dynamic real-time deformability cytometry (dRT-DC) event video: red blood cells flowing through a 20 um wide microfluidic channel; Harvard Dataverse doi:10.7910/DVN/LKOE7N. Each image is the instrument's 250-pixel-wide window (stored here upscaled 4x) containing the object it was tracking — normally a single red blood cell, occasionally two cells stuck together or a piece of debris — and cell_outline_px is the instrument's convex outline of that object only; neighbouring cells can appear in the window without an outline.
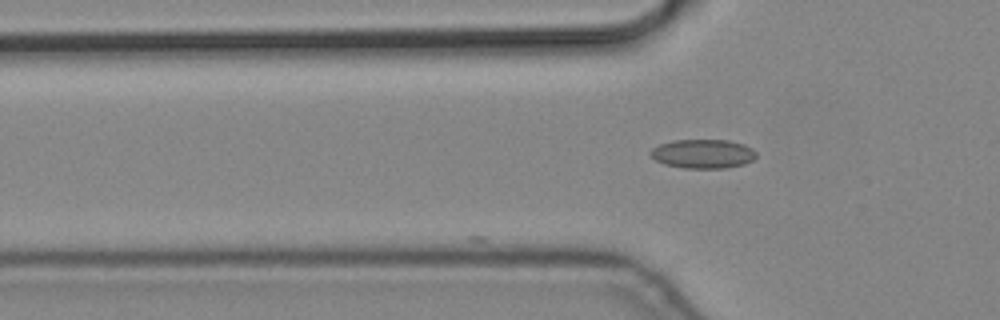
{"species": "common noctule bat (a hibernating species)", "species_latin": "Nyctalus noctula", "temperature_condition": "cold", "stored_images_in_passage": 4, "camera_frame_rate_fps": 3000, "um_per_image_px": 0.085, "animal": {"sex": "male", "body_mass_g": 19.2, "forearm_length_mm": 51.8}, "frame": {"image": 1, "passage_image": 4, "time_ms": 1.0, "image_size_px": [1000, 320], "cell_outline_px": [[756, 156], [752, 160], [744, 164], [728, 168], [684, 168], [664, 164], [656, 160], [648, 152], [652, 148], [660, 144], [672, 140], [728, 140], [744, 144], [752, 148], [756, 152]], "centroid_in_image_um": [59.75, 13.07], "position_along_channel_um": 66.0, "area_um2": 17.98}}